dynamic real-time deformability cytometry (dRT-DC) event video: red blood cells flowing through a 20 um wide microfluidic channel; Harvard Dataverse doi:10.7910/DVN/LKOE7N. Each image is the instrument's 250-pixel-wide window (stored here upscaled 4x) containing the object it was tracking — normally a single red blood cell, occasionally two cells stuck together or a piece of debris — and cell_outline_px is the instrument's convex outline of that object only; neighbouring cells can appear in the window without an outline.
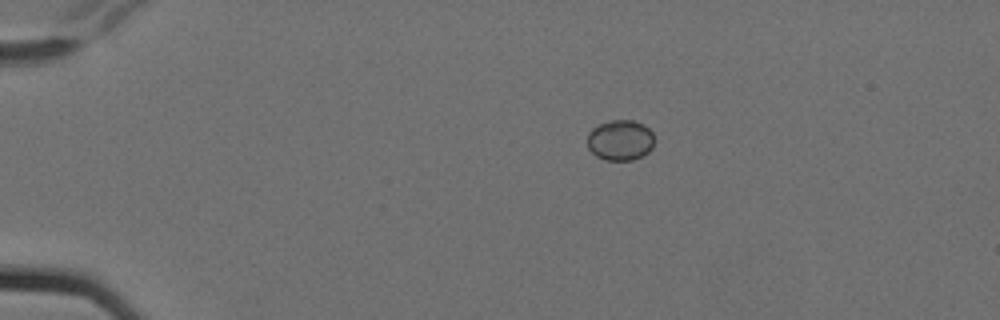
{"species": "Egyptian fruit bat (a non-hibernating species)", "species_latin": "Rousettus aegyptiacus", "temperature_condition": "cold", "stored_images_in_passage": 2, "camera_frame_rate_fps": 3000, "um_per_image_px": 0.085, "animal": {"sex": "female"}, "frame": {"image": 1, "passage_image": 1, "time_ms": 0.0, "image_size_px": [1000, 320], "cell_outline_px": [[652, 148], [648, 152], [632, 160], [604, 160], [596, 156], [588, 148], [588, 132], [592, 128], [608, 120], [632, 120], [644, 124], [652, 132]], "centroid_in_image_um": [52.69, 11.91], "position_along_channel_um": 32.3, "area_um2": 15.78}}